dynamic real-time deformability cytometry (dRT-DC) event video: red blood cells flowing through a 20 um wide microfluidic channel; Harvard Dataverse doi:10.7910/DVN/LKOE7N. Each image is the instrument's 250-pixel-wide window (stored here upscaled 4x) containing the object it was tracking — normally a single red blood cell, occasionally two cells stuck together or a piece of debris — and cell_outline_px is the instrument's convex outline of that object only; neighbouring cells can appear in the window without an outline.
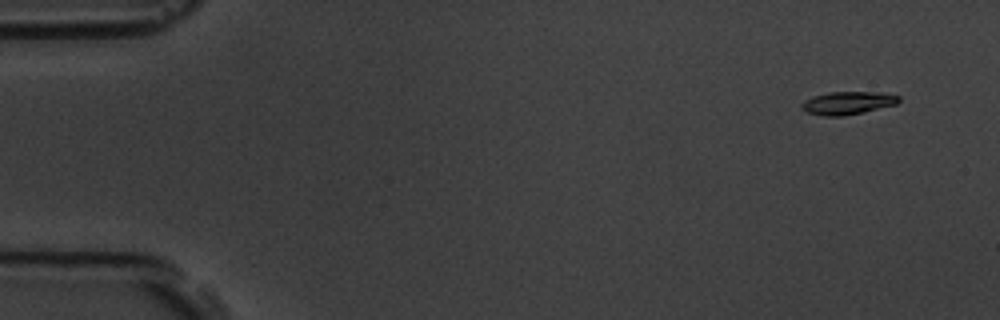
{"species": "common noctule bat (a hibernating species)", "species_latin": "Nyctalus noctula", "temperature_condition": "room temperature", "stored_images_in_passage": 4, "camera_frame_rate_fps": 3000, "um_per_image_px": 0.085, "animal": {"sex": "male", "body_mass_g": 19.5, "forearm_length_mm": 54.6}, "frame": {"image": 1, "passage_image": 1, "time_ms": 0.0, "image_size_px": [1000, 320], "cell_outline_px": [[900, 100], [896, 104], [864, 112], [844, 116], [824, 116], [808, 112], [800, 108], [800, 104], [804, 100], [812, 96], [828, 92], [876, 92], [900, 96]], "centroid_in_image_um": [72.02, 8.75], "position_along_channel_um": 13.0, "area_um2": 13.01}}